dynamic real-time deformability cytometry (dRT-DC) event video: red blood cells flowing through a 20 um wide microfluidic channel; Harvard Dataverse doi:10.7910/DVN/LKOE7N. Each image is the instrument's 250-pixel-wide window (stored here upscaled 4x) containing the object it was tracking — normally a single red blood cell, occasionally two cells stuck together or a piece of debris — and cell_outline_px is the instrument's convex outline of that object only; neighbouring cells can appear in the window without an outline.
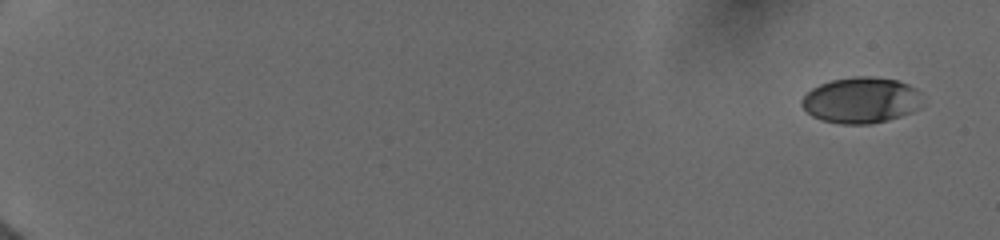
{"species": "human", "species_latin": "Homo sapiens", "temperature_condition": "cold", "stored_images_in_passage": 24, "camera_frame_rate_fps": 3000, "um_per_image_px": 0.085, "donor": {"sex": "female"}, "frame": {"image": 1, "passage_image": 1, "time_ms": 0.0, "image_size_px": [1000, 240], "cell_outline_px": [[920, 108], [912, 112], [888, 120], [872, 124], [840, 124], [820, 120], [812, 116], [800, 104], [800, 100], [812, 88], [820, 84], [832, 80], [852, 76], [872, 76], [896, 80], [908, 84], [916, 88], [920, 92]], "centroid_in_image_um": [73.18, 8.52], "position_along_channel_um": 11.8, "area_um2": 32.54}}
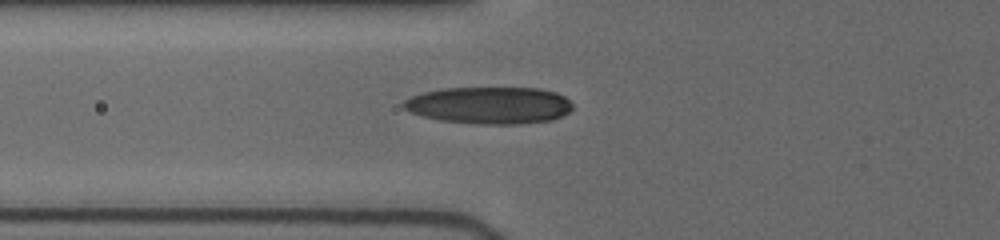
{"frame": {"image": 2, "passage_image": 14, "time_ms": 7.0, "image_size_px": [1000, 240], "cell_outline_px": [[572, 108], [568, 112], [552, 120], [520, 124], [476, 124], [440, 120], [408, 112], [400, 104], [404, 100], [412, 96], [424, 92], [444, 88], [540, 88], [556, 92], [564, 96], [572, 104]], "centroid_in_image_um": [41.58, 8.95], "position_along_channel_um": 84.2, "area_um2": 36.59}}
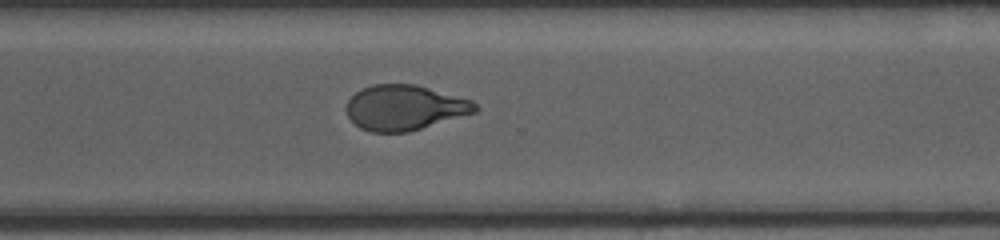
{"frame": {"image": 3, "passage_image": 24, "time_ms": 13.333, "image_size_px": [1000, 240], "cell_outline_px": [[480, 108], [476, 112], [408, 132], [372, 132], [360, 128], [348, 116], [348, 100], [356, 92], [372, 84], [416, 84], [472, 100]], "centroid_in_image_um": [34.42, 9.14], "position_along_channel_um": 336.2, "area_um2": 33.64}}